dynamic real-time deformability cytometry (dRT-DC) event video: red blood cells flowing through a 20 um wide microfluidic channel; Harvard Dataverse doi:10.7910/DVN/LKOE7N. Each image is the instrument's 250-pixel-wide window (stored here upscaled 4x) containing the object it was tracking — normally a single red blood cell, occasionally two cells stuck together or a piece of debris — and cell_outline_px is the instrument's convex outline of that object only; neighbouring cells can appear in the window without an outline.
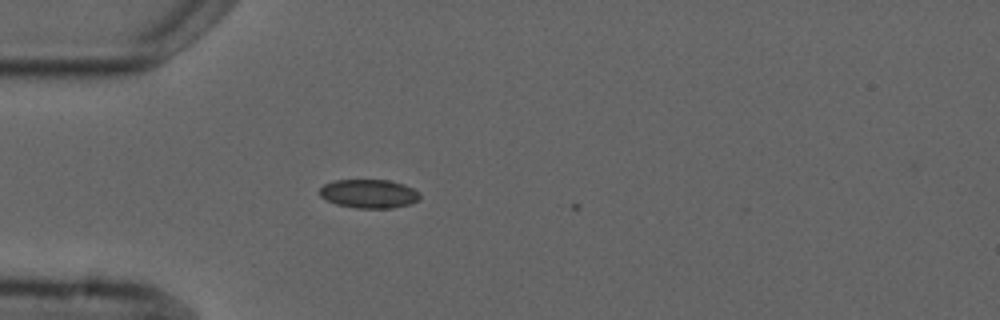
{"species": "common noctule bat (a hibernating species)", "species_latin": "Nyctalus noctula", "temperature_condition": "cold", "stored_images_in_passage": 2, "camera_frame_rate_fps": 3000, "um_per_image_px": 0.085, "animal": {"sex": "male", "forearm_length_mm": 52.5}, "frame": {"image": 1, "passage_image": 2, "time_ms": 2.0, "image_size_px": [1000, 320], "cell_outline_px": [[420, 196], [416, 200], [408, 204], [392, 208], [356, 208], [336, 204], [320, 196], [320, 188], [324, 184], [336, 180], [388, 180], [404, 184], [420, 192]], "centroid_in_image_um": [31.35, 16.46], "position_along_channel_um": 53.6, "area_um2": 16.65}}